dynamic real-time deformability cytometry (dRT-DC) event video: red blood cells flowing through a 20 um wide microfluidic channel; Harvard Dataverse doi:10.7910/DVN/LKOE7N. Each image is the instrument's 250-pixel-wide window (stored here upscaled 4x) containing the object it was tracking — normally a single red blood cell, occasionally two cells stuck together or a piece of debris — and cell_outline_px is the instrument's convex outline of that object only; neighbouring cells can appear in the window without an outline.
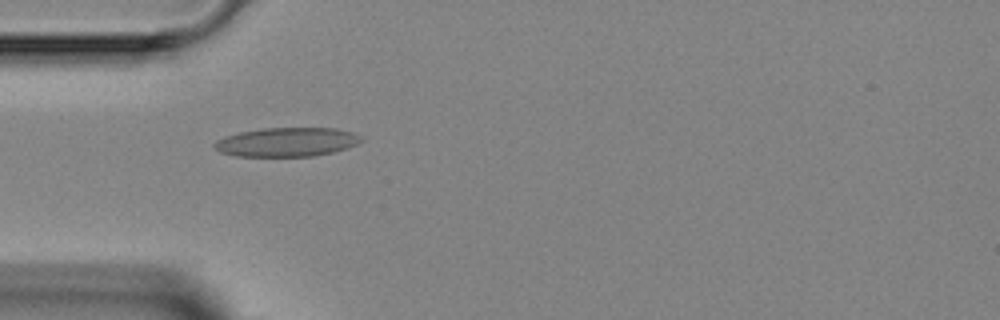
{"species": "Egyptian fruit bat (a non-hibernating species)", "species_latin": "Rousettus aegyptiacus", "temperature_condition": "room temperature", "stored_images_in_passage": 7, "camera_frame_rate_fps": 3000, "um_per_image_px": 0.085, "animal": {"sex": "female"}, "frame": {"image": 1, "passage_image": 5, "time_ms": 4.667, "image_size_px": [1000, 320], "cell_outline_px": [[364, 140], [356, 144], [332, 152], [312, 156], [236, 156], [220, 152], [212, 148], [212, 144], [216, 140], [224, 136], [240, 132], [264, 128], [336, 128], [352, 132], [360, 136]], "centroid_in_image_um": [24.32, 12.07], "position_along_channel_um": 60.7, "area_um2": 24.8}}
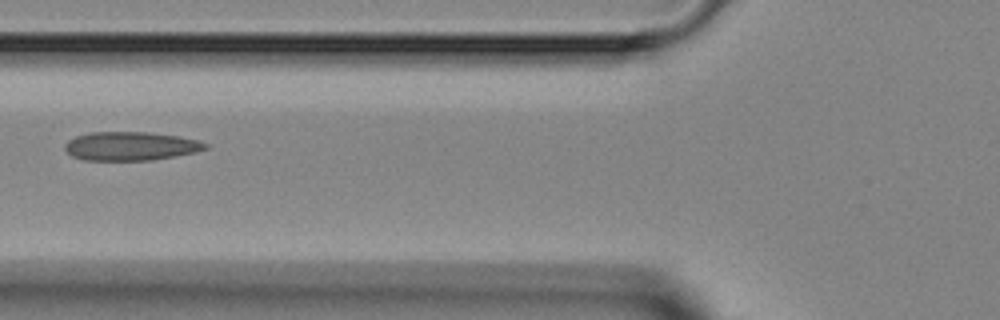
{"frame": {"image": 2, "passage_image": 6, "time_ms": 6.0, "image_size_px": [1000, 320], "cell_outline_px": [[208, 148], [196, 152], [152, 160], [84, 160], [72, 156], [64, 148], [64, 144], [68, 140], [76, 136], [92, 132], [148, 132], [180, 136], [200, 140], [208, 144]], "centroid_in_image_um": [11.13, 12.41], "position_along_channel_um": 114.7, "area_um2": 23.58}}
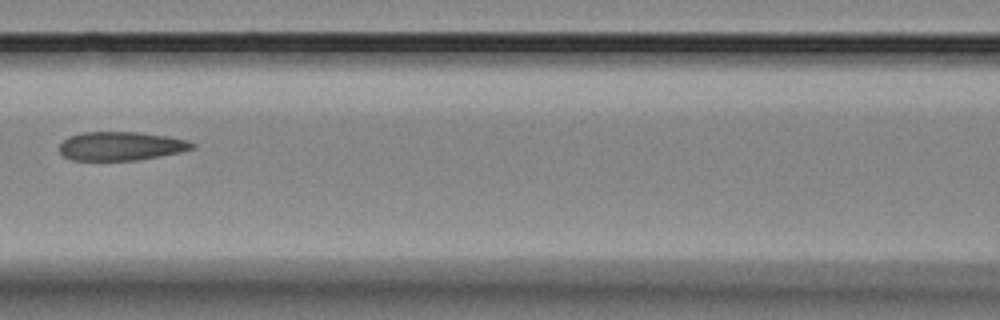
{"frame": {"image": 3, "passage_image": 7, "time_ms": 7.0, "image_size_px": [1000, 320], "cell_outline_px": [[196, 148], [180, 152], [160, 156], [136, 160], [72, 160], [64, 156], [60, 152], [60, 144], [68, 136], [80, 132], [140, 132], [168, 136], [188, 140], [196, 144]], "centroid_in_image_um": [10.3, 12.41], "position_along_channel_um": 156.3, "area_um2": 22.37}}